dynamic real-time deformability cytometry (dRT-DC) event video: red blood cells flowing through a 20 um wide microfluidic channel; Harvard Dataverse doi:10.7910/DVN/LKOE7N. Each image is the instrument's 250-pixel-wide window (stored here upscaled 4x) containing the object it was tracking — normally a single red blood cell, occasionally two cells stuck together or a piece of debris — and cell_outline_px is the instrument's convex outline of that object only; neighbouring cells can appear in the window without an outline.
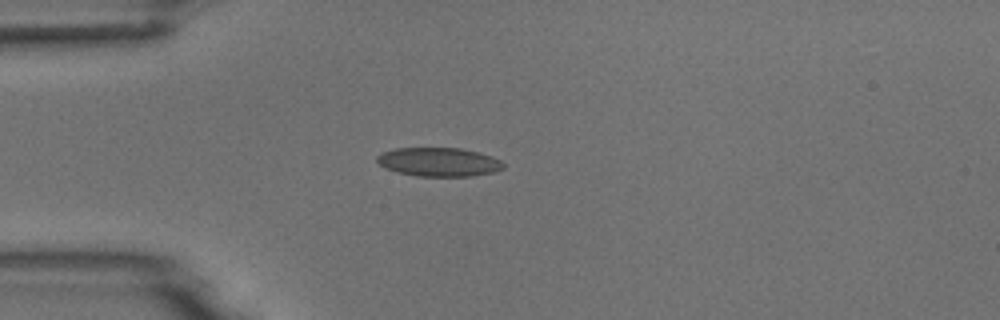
{"species": "common noctule bat (a hibernating species)", "species_latin": "Nyctalus noctula", "temperature_condition": "room temperature", "stored_images_in_passage": 4, "camera_frame_rate_fps": 3000, "um_per_image_px": 0.085, "animal": {"sex": "male", "body_mass_g": 18.8}, "frame": {"image": 1, "passage_image": 4, "time_ms": 3.333, "image_size_px": [1000, 320], "cell_outline_px": [[504, 168], [496, 172], [472, 176], [416, 176], [396, 172], [384, 168], [376, 160], [376, 156], [380, 152], [396, 148], [460, 148], [480, 152], [492, 156], [500, 160], [504, 164]], "centroid_in_image_um": [37.29, 13.77], "position_along_channel_um": 47.7, "area_um2": 21.5}}